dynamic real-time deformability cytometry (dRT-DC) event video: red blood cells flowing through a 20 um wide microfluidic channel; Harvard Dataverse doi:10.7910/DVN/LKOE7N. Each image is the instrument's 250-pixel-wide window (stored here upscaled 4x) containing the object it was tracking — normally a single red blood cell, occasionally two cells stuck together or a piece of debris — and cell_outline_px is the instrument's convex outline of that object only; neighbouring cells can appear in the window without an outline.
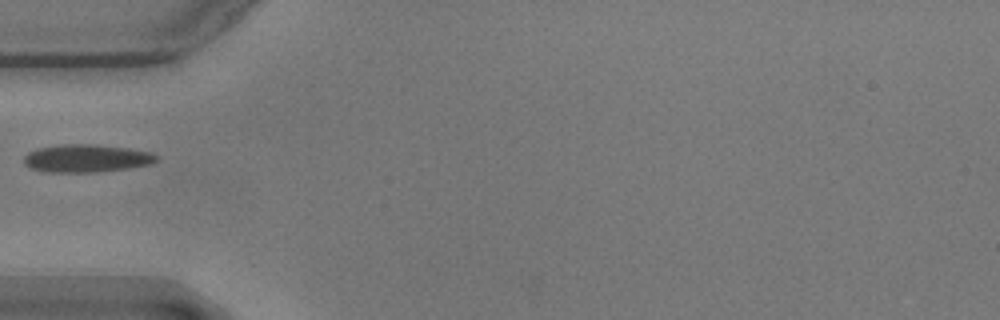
{"species": "common noctule bat (a hibernating species)", "species_latin": "Nyctalus noctula", "temperature_condition": "warm", "stored_images_in_passage": 39, "camera_frame_rate_fps": 3000, "um_per_image_px": 0.085, "animal": {"sex": "male", "body_mass_g": 17.9}, "frame": {"image": 1, "passage_image": 1, "time_ms": 0.0, "image_size_px": [1000, 320], "cell_outline_px": [[160, 160], [152, 164], [128, 168], [96, 172], [44, 172], [28, 168], [24, 164], [24, 156], [28, 152], [40, 148], [64, 144], [96, 144], [128, 148], [152, 152], [160, 156]], "centroid_in_image_um": [7.39, 13.46], "position_along_channel_um": 77.6, "area_um2": 21.79}}
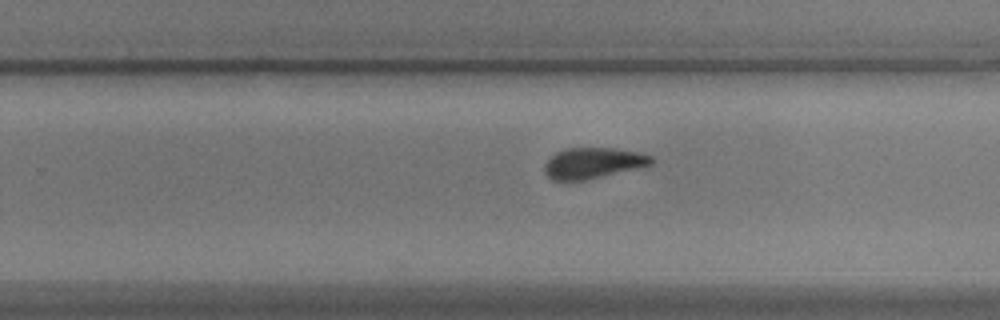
{"frame": {"image": 2, "passage_image": 18, "time_ms": 5.667, "image_size_px": [1000, 320], "cell_outline_px": [[656, 160], [652, 164], [636, 168], [584, 180], [552, 180], [544, 172], [544, 164], [556, 152], [564, 148], [616, 148], [640, 152], [652, 156]], "centroid_in_image_um": [50.42, 13.84], "position_along_channel_um": 279.4, "area_um2": 19.13}}
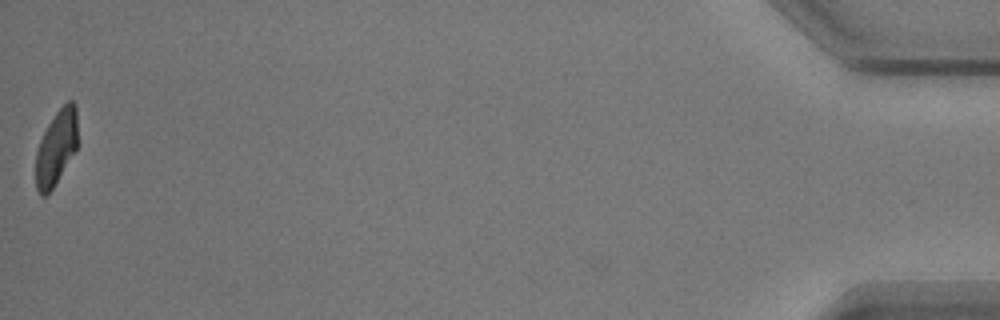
{"frame": {"image": 3, "passage_image": 39, "time_ms": 12.667, "image_size_px": [1000, 320], "cell_outline_px": [[76, 148], [52, 188], [44, 196], [40, 196], [36, 188], [36, 152], [40, 140], [48, 124], [56, 112], [68, 100], [72, 100], [76, 104]], "centroid_in_image_um": [4.76, 12.52], "position_along_channel_um": 430.4, "area_um2": 17.74}}